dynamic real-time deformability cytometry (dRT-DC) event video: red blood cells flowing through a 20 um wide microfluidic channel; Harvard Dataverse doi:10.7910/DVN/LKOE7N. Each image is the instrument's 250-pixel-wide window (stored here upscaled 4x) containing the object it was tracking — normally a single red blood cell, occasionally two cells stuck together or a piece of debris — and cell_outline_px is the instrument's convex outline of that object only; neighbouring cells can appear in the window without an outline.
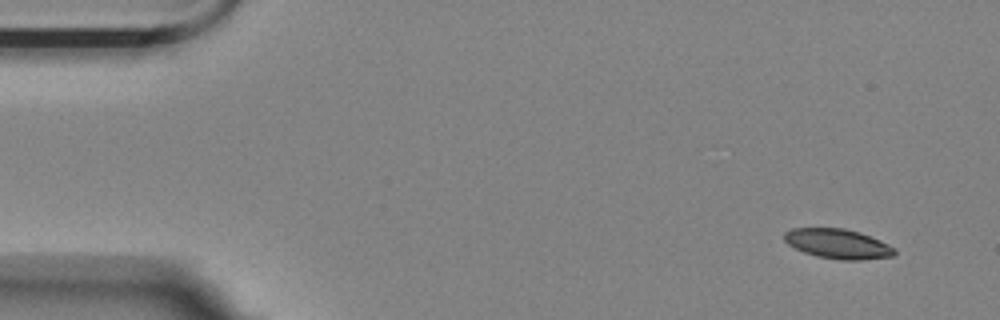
{"species": "Egyptian fruit bat (a non-hibernating species)", "species_latin": "Rousettus aegyptiacus", "temperature_condition": "room temperature", "stored_images_in_passage": 4, "camera_frame_rate_fps": 3000, "um_per_image_px": 0.085, "animal": {"sex": "female"}, "frame": {"image": 1, "passage_image": 1, "time_ms": 0.0, "image_size_px": [1000, 320], "cell_outline_px": [[896, 252], [892, 256], [860, 260], [840, 260], [816, 256], [804, 252], [788, 244], [784, 240], [784, 232], [792, 228], [844, 228], [860, 232], [880, 240], [896, 248]], "centroid_in_image_um": [71.22, 20.72], "position_along_channel_um": 13.8, "area_um2": 19.13}}
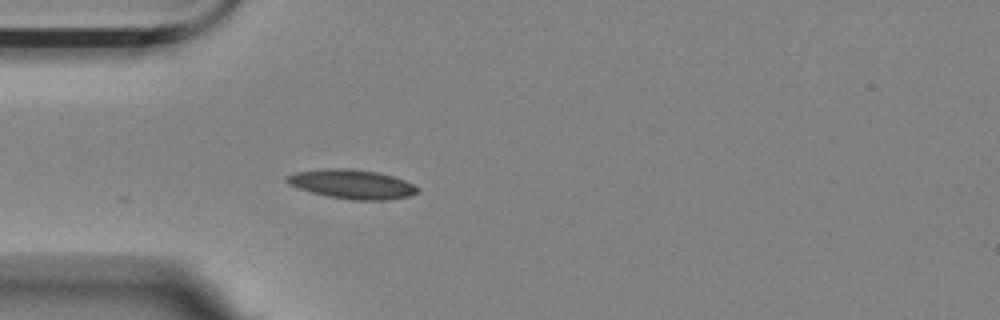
{"frame": {"image": 2, "passage_image": 4, "time_ms": 1.0, "image_size_px": [1000, 320], "cell_outline_px": [[420, 192], [408, 196], [388, 200], [352, 200], [328, 196], [296, 188], [288, 184], [284, 180], [284, 176], [296, 172], [328, 168], [348, 168], [376, 172], [392, 176], [404, 180], [420, 188]], "centroid_in_image_um": [29.89, 15.65], "position_along_channel_um": 55.1, "area_um2": 22.31}}